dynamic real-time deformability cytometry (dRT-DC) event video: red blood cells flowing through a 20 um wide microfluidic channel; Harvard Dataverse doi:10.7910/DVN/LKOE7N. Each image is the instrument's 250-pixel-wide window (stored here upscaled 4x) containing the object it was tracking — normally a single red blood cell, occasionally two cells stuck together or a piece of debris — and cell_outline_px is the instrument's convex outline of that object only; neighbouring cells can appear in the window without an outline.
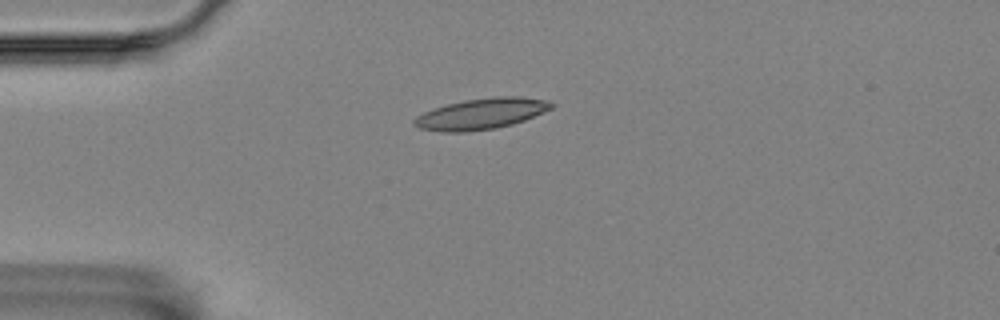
{"species": "Egyptian fruit bat (a non-hibernating species)", "species_latin": "Rousettus aegyptiacus", "temperature_condition": "room temperature", "stored_images_in_passage": 6, "camera_frame_rate_fps": 3000, "um_per_image_px": 0.085, "animal": {"sex": "female"}, "frame": {"image": 1, "passage_image": 6, "time_ms": 1.667, "image_size_px": [1000, 320], "cell_outline_px": [[552, 108], [524, 120], [512, 124], [496, 128], [468, 132], [444, 132], [420, 128], [412, 124], [412, 120], [416, 116], [432, 108], [464, 100], [496, 96], [516, 96], [548, 100], [552, 104]], "centroid_in_image_um": [40.86, 9.67], "position_along_channel_um": 44.1, "area_um2": 24.68}}